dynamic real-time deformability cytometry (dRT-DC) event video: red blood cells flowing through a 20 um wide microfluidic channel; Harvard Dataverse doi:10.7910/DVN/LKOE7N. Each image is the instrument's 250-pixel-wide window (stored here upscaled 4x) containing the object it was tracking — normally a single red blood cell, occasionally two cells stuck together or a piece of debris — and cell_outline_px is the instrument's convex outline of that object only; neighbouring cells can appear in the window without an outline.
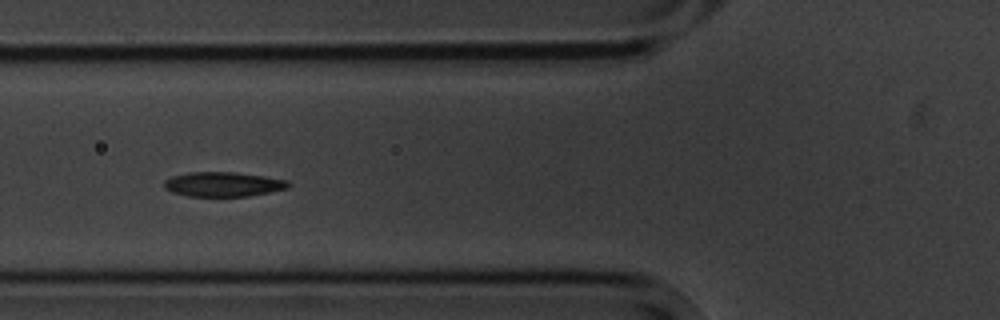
{"species": "common noctule bat (a hibernating species)", "species_latin": "Nyctalus noctula", "temperature_condition": "cold", "stored_images_in_passage": 8, "camera_frame_rate_fps": 3000, "um_per_image_px": 0.085, "animal": {"sex": "male", "body_mass_g": 20.1, "forearm_length_mm": 53.5}, "frame": {"image": 1, "passage_image": 6, "time_ms": 6.0, "image_size_px": [1000, 320], "cell_outline_px": [[292, 184], [288, 188], [248, 196], [188, 196], [172, 192], [164, 188], [164, 180], [172, 176], [188, 172], [236, 172], [264, 176], [288, 180]], "centroid_in_image_um": [18.97, 15.65], "position_along_channel_um": 106.8, "area_um2": 17.86}}
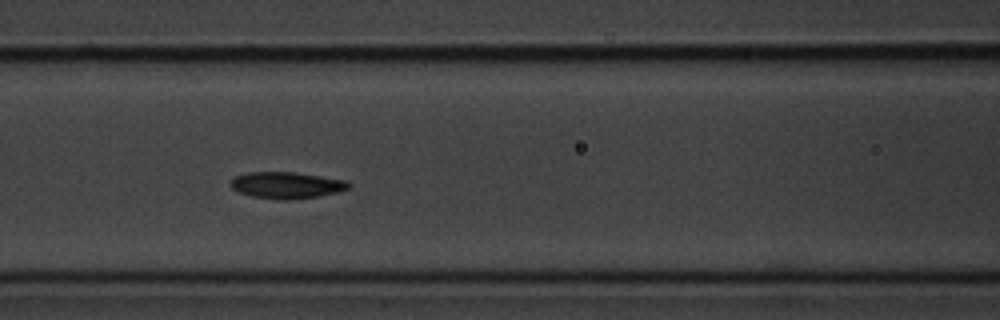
{"frame": {"image": 2, "passage_image": 7, "time_ms": 7.0, "image_size_px": [1000, 320], "cell_outline_px": [[352, 184], [348, 188], [336, 192], [316, 196], [288, 200], [280, 200], [252, 196], [236, 192], [228, 184], [232, 176], [248, 172], [296, 172], [344, 180]], "centroid_in_image_um": [24.26, 15.73], "position_along_channel_um": 142.3, "area_um2": 18.32}}
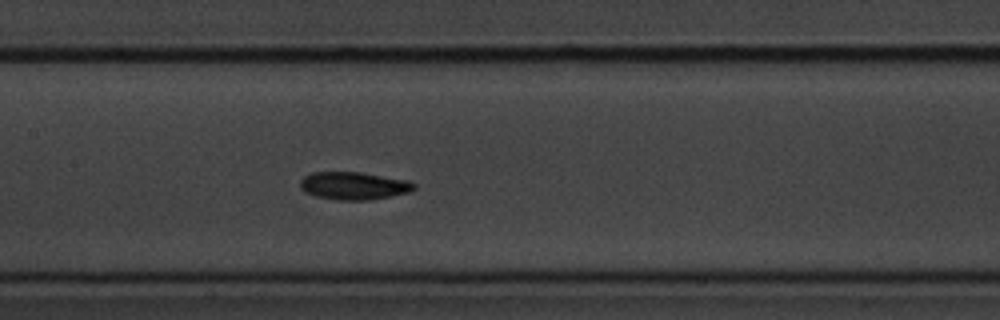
{"frame": {"image": 3, "passage_image": 8, "time_ms": 8.0, "image_size_px": [1000, 320], "cell_outline_px": [[416, 188], [408, 192], [392, 196], [368, 200], [340, 200], [316, 196], [304, 192], [300, 188], [300, 180], [304, 176], [312, 172], [360, 172], [408, 180], [416, 184]], "centroid_in_image_um": [30.06, 15.78], "position_along_channel_um": 177.3, "area_um2": 18.44}}